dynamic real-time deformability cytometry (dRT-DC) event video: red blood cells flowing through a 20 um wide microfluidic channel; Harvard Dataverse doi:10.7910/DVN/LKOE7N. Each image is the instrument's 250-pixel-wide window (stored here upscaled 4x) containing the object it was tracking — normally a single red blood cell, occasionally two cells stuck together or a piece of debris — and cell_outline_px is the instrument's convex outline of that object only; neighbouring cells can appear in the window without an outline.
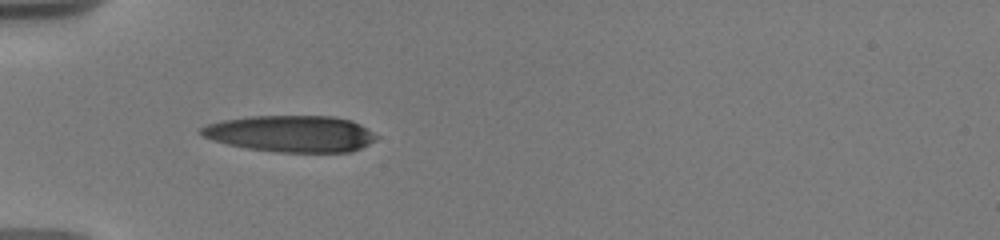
{"species": "human", "species_latin": "Homo sapiens", "temperature_condition": "warm", "stored_images_in_passage": 7, "camera_frame_rate_fps": 3000, "um_per_image_px": 0.085, "donor": {"sex": "male"}, "frame": {"image": 1, "passage_image": 1, "time_ms": 0.0, "image_size_px": [1000, 240], "cell_outline_px": [[380, 136], [376, 140], [352, 152], [276, 152], [248, 148], [228, 144], [212, 140], [196, 132], [196, 128], [220, 120], [248, 116], [336, 116], [352, 120], [360, 124]], "centroid_in_image_um": [24.71, 11.35], "position_along_channel_um": 60.3, "area_um2": 37.74}}
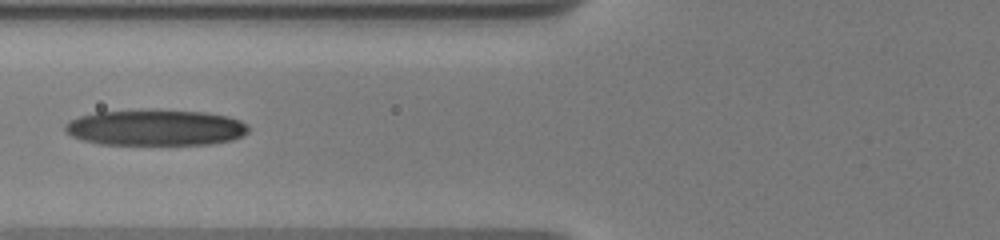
{"frame": {"image": 2, "passage_image": 5, "time_ms": 1.667, "image_size_px": [1000, 240], "cell_outline_px": [[248, 132], [244, 136], [232, 140], [212, 144], [100, 144], [84, 140], [72, 136], [64, 132], [64, 124], [68, 120], [80, 116], [96, 112], [144, 108], [160, 108], [204, 112], [228, 116], [240, 120], [248, 124]], "centroid_in_image_um": [13.22, 10.81], "position_along_channel_um": 112.6, "area_um2": 39.42}}